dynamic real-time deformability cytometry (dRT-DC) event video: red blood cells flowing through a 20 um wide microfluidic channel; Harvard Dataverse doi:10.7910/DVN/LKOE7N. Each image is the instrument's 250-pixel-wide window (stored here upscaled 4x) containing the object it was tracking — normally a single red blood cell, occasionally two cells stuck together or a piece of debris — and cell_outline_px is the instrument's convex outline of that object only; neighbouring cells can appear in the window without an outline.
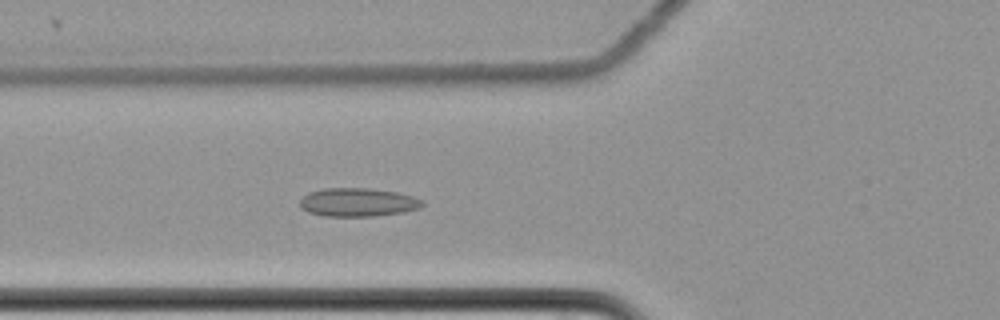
{"species": "common noctule bat (a hibernating species)", "species_latin": "Nyctalus noctula", "temperature_condition": "cold", "stored_images_in_passage": 6, "camera_frame_rate_fps": 3000, "um_per_image_px": 0.085, "animal": {"sex": "female", "body_mass_g": 22.7, "forearm_length_mm": 54.2}, "frame": {"image": 1, "passage_image": 6, "time_ms": 1.667, "image_size_px": [1000, 320], "cell_outline_px": [[424, 204], [420, 208], [404, 212], [376, 216], [324, 216], [308, 212], [300, 208], [300, 200], [308, 192], [324, 188], [372, 188], [396, 192], [412, 196], [424, 200]], "centroid_in_image_um": [30.42, 17.19], "position_along_channel_um": 95.4, "area_um2": 20.52}}